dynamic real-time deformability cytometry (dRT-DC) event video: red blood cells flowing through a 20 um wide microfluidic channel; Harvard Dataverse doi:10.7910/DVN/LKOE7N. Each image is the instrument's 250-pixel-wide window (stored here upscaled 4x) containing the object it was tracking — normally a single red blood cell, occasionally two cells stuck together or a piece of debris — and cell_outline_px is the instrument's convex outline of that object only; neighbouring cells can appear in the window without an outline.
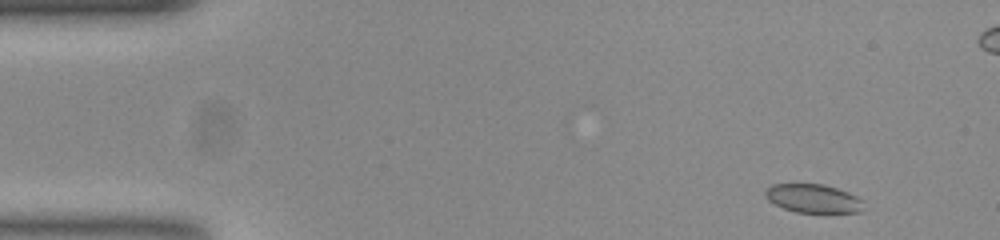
{"species": "common noctule bat (a hibernating species)", "species_latin": "Nyctalus noctula", "temperature_condition": "room temperature", "stored_images_in_passage": 52, "camera_frame_rate_fps": 3000, "um_per_image_px": 0.085, "animal": {"sex": "female", "body_mass_g": 23.0, "forearm_length_mm": 53.4}, "frame": {"image": 1, "passage_image": 2, "time_ms": 0.333, "image_size_px": [1000, 240], "cell_outline_px": [[864, 200], [860, 212], [828, 216], [796, 212], [784, 208], [768, 200], [764, 196], [764, 192], [772, 184], [824, 184], [848, 192]], "centroid_in_image_um": [69.18, 16.93], "position_along_channel_um": 15.8, "area_um2": 17.17}}
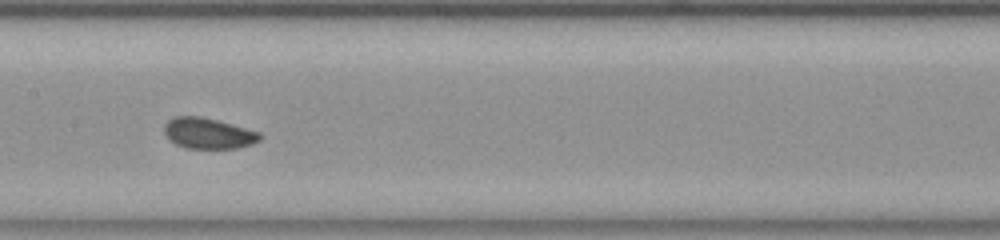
{"frame": {"image": 2, "passage_image": 24, "time_ms": 7.667, "image_size_px": [1000, 240], "cell_outline_px": [[264, 136], [260, 140], [252, 144], [236, 148], [184, 148], [176, 144], [164, 132], [164, 124], [172, 116], [200, 116], [216, 120], [260, 132]], "centroid_in_image_um": [17.71, 11.33], "position_along_channel_um": 189.7, "area_um2": 17.11}}
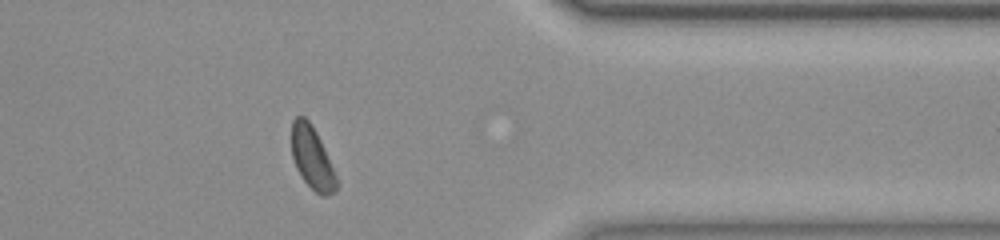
{"frame": {"image": 3, "passage_image": 41, "time_ms": 13.333, "image_size_px": [1000, 240], "cell_outline_px": [[340, 184], [332, 192], [324, 196], [320, 196], [300, 176], [296, 168], [292, 156], [292, 120], [296, 116], [304, 116], [308, 120], [316, 132], [324, 148]], "centroid_in_image_um": [26.52, 13.43], "position_along_channel_um": 384.9, "area_um2": 16.18}, "authors_computed_cell_mechanics": {"area_um2": 17.2822, "velocity_mm_per_s": 3.7406, "shape_relaxation_time_tau1_ms": 5.6239, "shape_relaxation_time_tau2_ms": 0.957, "deformation_change_tau1": 0.094, "deformation_change_tau2": 0.0415}}